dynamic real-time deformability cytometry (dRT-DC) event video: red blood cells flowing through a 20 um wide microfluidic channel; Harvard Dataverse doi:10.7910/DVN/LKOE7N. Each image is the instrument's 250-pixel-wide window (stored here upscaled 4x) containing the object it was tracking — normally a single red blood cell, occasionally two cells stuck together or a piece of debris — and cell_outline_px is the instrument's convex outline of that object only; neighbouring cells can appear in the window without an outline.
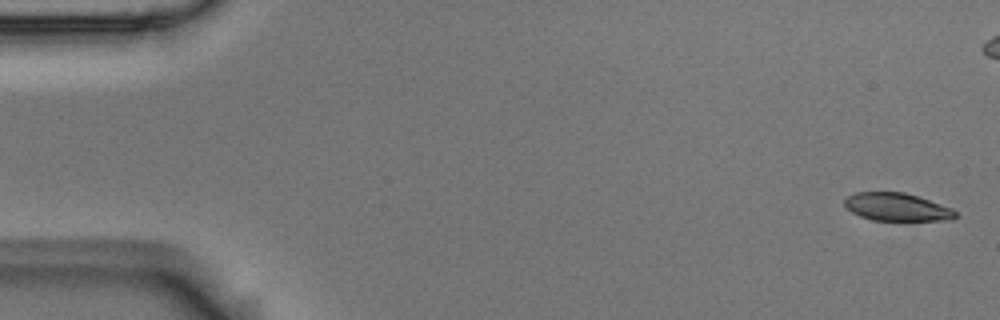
{"species": "Egyptian fruit bat (a non-hibernating species)", "species_latin": "Rousettus aegyptiacus", "temperature_condition": "room temperature", "stored_images_in_passage": 3, "segment_of_instrument_passage": [2, 2], "camera_frame_rate_fps": 3000, "um_per_image_px": 0.085, "animal": {"sex": "male"}, "frame": {"image": 1, "passage_image": 3, "time_ms": 0.667, "image_size_px": [1000, 320], "cell_outline_px": [[956, 216], [952, 220], [872, 220], [860, 216], [852, 212], [844, 204], [844, 200], [848, 196], [856, 192], [904, 192], [952, 208], [956, 212]], "centroid_in_image_um": [76.22, 17.6], "position_along_channel_um": 8.8, "area_um2": 17.8}}